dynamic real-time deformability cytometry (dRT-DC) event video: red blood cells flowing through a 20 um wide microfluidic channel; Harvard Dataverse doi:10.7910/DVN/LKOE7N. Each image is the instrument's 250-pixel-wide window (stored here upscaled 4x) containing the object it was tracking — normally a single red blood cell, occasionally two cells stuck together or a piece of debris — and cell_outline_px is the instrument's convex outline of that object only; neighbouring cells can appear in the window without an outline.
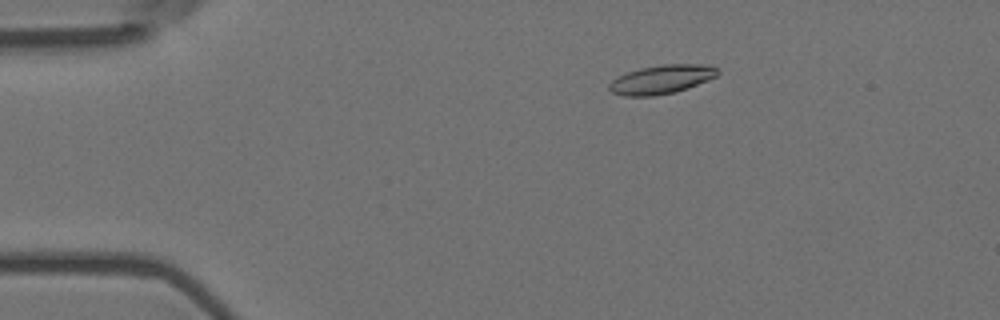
{"species": "Egyptian fruit bat (a non-hibernating species)", "species_latin": "Rousettus aegyptiacus", "temperature_condition": "room temperature", "stored_images_in_passage": 5, "camera_frame_rate_fps": 3000, "um_per_image_px": 0.085, "animal": {"sex": "female"}, "frame": {"image": 1, "passage_image": 3, "time_ms": 0.667, "image_size_px": [1000, 320], "cell_outline_px": [[720, 72], [716, 76], [708, 80], [688, 88], [676, 92], [652, 96], [624, 96], [612, 92], [608, 88], [608, 84], [616, 76], [640, 68], [664, 64], [708, 64], [716, 68]], "centroid_in_image_um": [56.22, 6.75], "position_along_channel_um": 28.8, "area_um2": 18.32}}
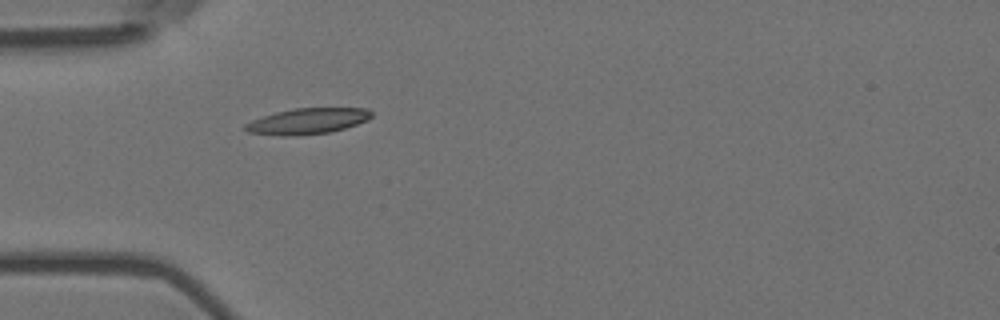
{"frame": {"image": 2, "passage_image": 5, "time_ms": 1.333, "image_size_px": [1000, 320], "cell_outline_px": [[372, 116], [368, 120], [344, 128], [328, 132], [296, 136], [280, 136], [248, 132], [244, 128], [244, 124], [252, 120], [276, 112], [296, 108], [368, 108], [372, 112]], "centroid_in_image_um": [26.14, 10.3], "position_along_channel_um": 58.9, "area_um2": 18.96}}